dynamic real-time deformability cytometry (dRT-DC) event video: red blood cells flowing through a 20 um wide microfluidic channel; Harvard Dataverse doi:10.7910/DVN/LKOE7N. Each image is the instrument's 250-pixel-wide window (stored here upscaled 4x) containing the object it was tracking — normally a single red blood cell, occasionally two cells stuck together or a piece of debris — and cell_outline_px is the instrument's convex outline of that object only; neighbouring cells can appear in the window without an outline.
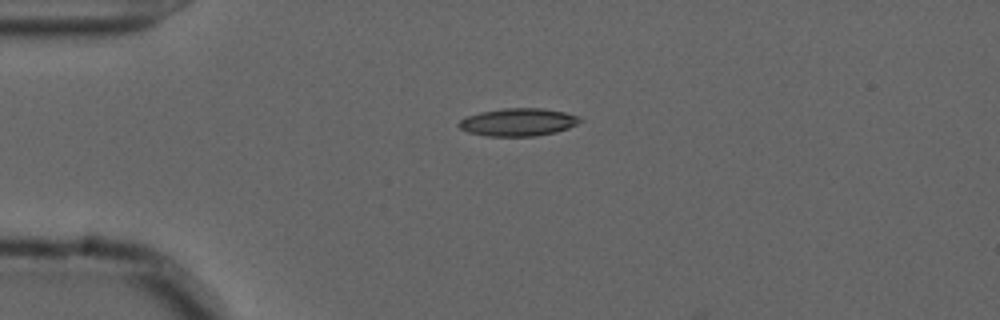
{"species": "common noctule bat (a hibernating species)", "species_latin": "Nyctalus noctula", "temperature_condition": "cold", "stored_images_in_passage": 5, "camera_frame_rate_fps": 3000, "um_per_image_px": 0.085, "animal": {"sex": "male", "forearm_length_mm": 52.5}, "frame": {"image": 1, "passage_image": 1, "time_ms": 0.0, "image_size_px": [1000, 320], "cell_outline_px": [[584, 120], [568, 128], [556, 132], [536, 136], [488, 136], [468, 132], [460, 128], [456, 124], [464, 116], [480, 112], [504, 108], [544, 108], [564, 112], [580, 116]], "centroid_in_image_um": [44.04, 10.37], "position_along_channel_um": 41.0, "area_um2": 19.77}}